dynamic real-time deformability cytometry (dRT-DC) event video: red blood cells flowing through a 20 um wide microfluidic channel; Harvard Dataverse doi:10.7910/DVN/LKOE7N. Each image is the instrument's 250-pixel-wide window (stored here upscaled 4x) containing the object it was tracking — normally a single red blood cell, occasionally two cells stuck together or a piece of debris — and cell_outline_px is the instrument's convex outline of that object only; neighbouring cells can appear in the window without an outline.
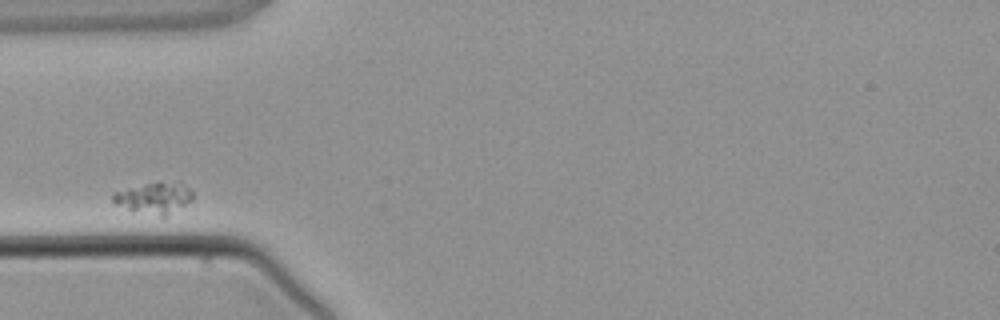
{"species": "common noctule bat (a hibernating species)", "species_latin": "Nyctalus noctula", "temperature_condition": "warm", "stored_images_in_passage": 1, "camera_frame_rate_fps": 3000, "um_per_image_px": 0.085, "animal": {"sex": "male", "body_mass_g": 21.5, "forearm_length_mm": 52.0}, "frame": {"image": 1, "passage_image": 1, "time_ms": 0.0, "image_size_px": [1000, 320], "cell_outline_px": [[192, 200], [164, 216], [160, 216], [128, 208], [116, 204], [112, 200], [112, 192], [160, 180], [192, 188]], "centroid_in_image_um": [13.09, 16.79], "position_along_channel_um": 71.9, "area_um2": 13.99}}